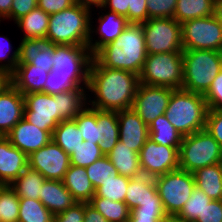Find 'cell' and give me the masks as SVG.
Segmentation results:
<instances>
[{
    "mask_svg": "<svg viewBox=\"0 0 222 222\" xmlns=\"http://www.w3.org/2000/svg\"><path fill=\"white\" fill-rule=\"evenodd\" d=\"M139 81L149 86L181 89L183 84L182 52L147 54Z\"/></svg>",
    "mask_w": 222,
    "mask_h": 222,
    "instance_id": "obj_8",
    "label": "cell"
},
{
    "mask_svg": "<svg viewBox=\"0 0 222 222\" xmlns=\"http://www.w3.org/2000/svg\"><path fill=\"white\" fill-rule=\"evenodd\" d=\"M75 4L74 0H38V7L51 15Z\"/></svg>",
    "mask_w": 222,
    "mask_h": 222,
    "instance_id": "obj_52",
    "label": "cell"
},
{
    "mask_svg": "<svg viewBox=\"0 0 222 222\" xmlns=\"http://www.w3.org/2000/svg\"><path fill=\"white\" fill-rule=\"evenodd\" d=\"M19 197L9 185H0V222H18Z\"/></svg>",
    "mask_w": 222,
    "mask_h": 222,
    "instance_id": "obj_37",
    "label": "cell"
},
{
    "mask_svg": "<svg viewBox=\"0 0 222 222\" xmlns=\"http://www.w3.org/2000/svg\"><path fill=\"white\" fill-rule=\"evenodd\" d=\"M139 160L142 174L155 178L179 169V149L148 138L140 150Z\"/></svg>",
    "mask_w": 222,
    "mask_h": 222,
    "instance_id": "obj_12",
    "label": "cell"
},
{
    "mask_svg": "<svg viewBox=\"0 0 222 222\" xmlns=\"http://www.w3.org/2000/svg\"><path fill=\"white\" fill-rule=\"evenodd\" d=\"M92 11L74 4L50 15L46 37L54 45L88 46Z\"/></svg>",
    "mask_w": 222,
    "mask_h": 222,
    "instance_id": "obj_5",
    "label": "cell"
},
{
    "mask_svg": "<svg viewBox=\"0 0 222 222\" xmlns=\"http://www.w3.org/2000/svg\"><path fill=\"white\" fill-rule=\"evenodd\" d=\"M13 0H0V23L1 20L10 19V12Z\"/></svg>",
    "mask_w": 222,
    "mask_h": 222,
    "instance_id": "obj_55",
    "label": "cell"
},
{
    "mask_svg": "<svg viewBox=\"0 0 222 222\" xmlns=\"http://www.w3.org/2000/svg\"><path fill=\"white\" fill-rule=\"evenodd\" d=\"M196 222H222V200H212L206 204Z\"/></svg>",
    "mask_w": 222,
    "mask_h": 222,
    "instance_id": "obj_50",
    "label": "cell"
},
{
    "mask_svg": "<svg viewBox=\"0 0 222 222\" xmlns=\"http://www.w3.org/2000/svg\"><path fill=\"white\" fill-rule=\"evenodd\" d=\"M182 89L204 95L222 70V52L183 50Z\"/></svg>",
    "mask_w": 222,
    "mask_h": 222,
    "instance_id": "obj_6",
    "label": "cell"
},
{
    "mask_svg": "<svg viewBox=\"0 0 222 222\" xmlns=\"http://www.w3.org/2000/svg\"><path fill=\"white\" fill-rule=\"evenodd\" d=\"M208 113L205 97L185 89H174L164 113L184 137L205 129Z\"/></svg>",
    "mask_w": 222,
    "mask_h": 222,
    "instance_id": "obj_4",
    "label": "cell"
},
{
    "mask_svg": "<svg viewBox=\"0 0 222 222\" xmlns=\"http://www.w3.org/2000/svg\"><path fill=\"white\" fill-rule=\"evenodd\" d=\"M203 96L207 102L208 110L222 109V70L213 79L210 88Z\"/></svg>",
    "mask_w": 222,
    "mask_h": 222,
    "instance_id": "obj_46",
    "label": "cell"
},
{
    "mask_svg": "<svg viewBox=\"0 0 222 222\" xmlns=\"http://www.w3.org/2000/svg\"><path fill=\"white\" fill-rule=\"evenodd\" d=\"M148 19L174 18L177 0H146Z\"/></svg>",
    "mask_w": 222,
    "mask_h": 222,
    "instance_id": "obj_43",
    "label": "cell"
},
{
    "mask_svg": "<svg viewBox=\"0 0 222 222\" xmlns=\"http://www.w3.org/2000/svg\"><path fill=\"white\" fill-rule=\"evenodd\" d=\"M62 182L77 202L88 203L95 195V188L87 176L85 167L70 165Z\"/></svg>",
    "mask_w": 222,
    "mask_h": 222,
    "instance_id": "obj_25",
    "label": "cell"
},
{
    "mask_svg": "<svg viewBox=\"0 0 222 222\" xmlns=\"http://www.w3.org/2000/svg\"><path fill=\"white\" fill-rule=\"evenodd\" d=\"M212 201L202 190L195 187L189 200L184 204L183 208L177 216L183 222H196L197 218L202 214L206 204Z\"/></svg>",
    "mask_w": 222,
    "mask_h": 222,
    "instance_id": "obj_39",
    "label": "cell"
},
{
    "mask_svg": "<svg viewBox=\"0 0 222 222\" xmlns=\"http://www.w3.org/2000/svg\"><path fill=\"white\" fill-rule=\"evenodd\" d=\"M87 90H69L55 95L59 106V123L73 119L88 106Z\"/></svg>",
    "mask_w": 222,
    "mask_h": 222,
    "instance_id": "obj_29",
    "label": "cell"
},
{
    "mask_svg": "<svg viewBox=\"0 0 222 222\" xmlns=\"http://www.w3.org/2000/svg\"><path fill=\"white\" fill-rule=\"evenodd\" d=\"M23 116V94L11 84L0 93V136H6Z\"/></svg>",
    "mask_w": 222,
    "mask_h": 222,
    "instance_id": "obj_21",
    "label": "cell"
},
{
    "mask_svg": "<svg viewBox=\"0 0 222 222\" xmlns=\"http://www.w3.org/2000/svg\"><path fill=\"white\" fill-rule=\"evenodd\" d=\"M214 15L222 24V0H214Z\"/></svg>",
    "mask_w": 222,
    "mask_h": 222,
    "instance_id": "obj_59",
    "label": "cell"
},
{
    "mask_svg": "<svg viewBox=\"0 0 222 222\" xmlns=\"http://www.w3.org/2000/svg\"><path fill=\"white\" fill-rule=\"evenodd\" d=\"M10 143L28 156L52 140V135L22 118L5 136Z\"/></svg>",
    "mask_w": 222,
    "mask_h": 222,
    "instance_id": "obj_17",
    "label": "cell"
},
{
    "mask_svg": "<svg viewBox=\"0 0 222 222\" xmlns=\"http://www.w3.org/2000/svg\"><path fill=\"white\" fill-rule=\"evenodd\" d=\"M54 214L40 200L19 198L18 222H53Z\"/></svg>",
    "mask_w": 222,
    "mask_h": 222,
    "instance_id": "obj_36",
    "label": "cell"
},
{
    "mask_svg": "<svg viewBox=\"0 0 222 222\" xmlns=\"http://www.w3.org/2000/svg\"><path fill=\"white\" fill-rule=\"evenodd\" d=\"M46 179L37 170L29 166L9 186L19 198L40 199L41 186Z\"/></svg>",
    "mask_w": 222,
    "mask_h": 222,
    "instance_id": "obj_31",
    "label": "cell"
},
{
    "mask_svg": "<svg viewBox=\"0 0 222 222\" xmlns=\"http://www.w3.org/2000/svg\"><path fill=\"white\" fill-rule=\"evenodd\" d=\"M142 26L147 54L183 51L181 24L174 18L148 19Z\"/></svg>",
    "mask_w": 222,
    "mask_h": 222,
    "instance_id": "obj_11",
    "label": "cell"
},
{
    "mask_svg": "<svg viewBox=\"0 0 222 222\" xmlns=\"http://www.w3.org/2000/svg\"><path fill=\"white\" fill-rule=\"evenodd\" d=\"M99 147L107 155L119 141V124L116 111L97 109Z\"/></svg>",
    "mask_w": 222,
    "mask_h": 222,
    "instance_id": "obj_26",
    "label": "cell"
},
{
    "mask_svg": "<svg viewBox=\"0 0 222 222\" xmlns=\"http://www.w3.org/2000/svg\"><path fill=\"white\" fill-rule=\"evenodd\" d=\"M130 178L118 175L95 189V195L112 201L124 202Z\"/></svg>",
    "mask_w": 222,
    "mask_h": 222,
    "instance_id": "obj_41",
    "label": "cell"
},
{
    "mask_svg": "<svg viewBox=\"0 0 222 222\" xmlns=\"http://www.w3.org/2000/svg\"><path fill=\"white\" fill-rule=\"evenodd\" d=\"M193 174L198 189L212 200H222V163L199 168Z\"/></svg>",
    "mask_w": 222,
    "mask_h": 222,
    "instance_id": "obj_27",
    "label": "cell"
},
{
    "mask_svg": "<svg viewBox=\"0 0 222 222\" xmlns=\"http://www.w3.org/2000/svg\"><path fill=\"white\" fill-rule=\"evenodd\" d=\"M156 216H130L126 222H158Z\"/></svg>",
    "mask_w": 222,
    "mask_h": 222,
    "instance_id": "obj_58",
    "label": "cell"
},
{
    "mask_svg": "<svg viewBox=\"0 0 222 222\" xmlns=\"http://www.w3.org/2000/svg\"><path fill=\"white\" fill-rule=\"evenodd\" d=\"M84 222H108L107 219L89 203L84 202Z\"/></svg>",
    "mask_w": 222,
    "mask_h": 222,
    "instance_id": "obj_54",
    "label": "cell"
},
{
    "mask_svg": "<svg viewBox=\"0 0 222 222\" xmlns=\"http://www.w3.org/2000/svg\"><path fill=\"white\" fill-rule=\"evenodd\" d=\"M181 32L183 50L222 52V24L214 14L183 22Z\"/></svg>",
    "mask_w": 222,
    "mask_h": 222,
    "instance_id": "obj_10",
    "label": "cell"
},
{
    "mask_svg": "<svg viewBox=\"0 0 222 222\" xmlns=\"http://www.w3.org/2000/svg\"><path fill=\"white\" fill-rule=\"evenodd\" d=\"M50 71L29 64H17L11 74L12 85L23 95L42 92Z\"/></svg>",
    "mask_w": 222,
    "mask_h": 222,
    "instance_id": "obj_22",
    "label": "cell"
},
{
    "mask_svg": "<svg viewBox=\"0 0 222 222\" xmlns=\"http://www.w3.org/2000/svg\"><path fill=\"white\" fill-rule=\"evenodd\" d=\"M86 172L95 189L101 186L102 183L119 175L107 155H104L91 165L87 166Z\"/></svg>",
    "mask_w": 222,
    "mask_h": 222,
    "instance_id": "obj_38",
    "label": "cell"
},
{
    "mask_svg": "<svg viewBox=\"0 0 222 222\" xmlns=\"http://www.w3.org/2000/svg\"><path fill=\"white\" fill-rule=\"evenodd\" d=\"M139 84V75L126 70L103 67L93 57L87 88L88 95H93L88 98V106L116 112L132 108Z\"/></svg>",
    "mask_w": 222,
    "mask_h": 222,
    "instance_id": "obj_1",
    "label": "cell"
},
{
    "mask_svg": "<svg viewBox=\"0 0 222 222\" xmlns=\"http://www.w3.org/2000/svg\"><path fill=\"white\" fill-rule=\"evenodd\" d=\"M88 203L100 212L108 222H126L131 214V210L125 202L93 196Z\"/></svg>",
    "mask_w": 222,
    "mask_h": 222,
    "instance_id": "obj_35",
    "label": "cell"
},
{
    "mask_svg": "<svg viewBox=\"0 0 222 222\" xmlns=\"http://www.w3.org/2000/svg\"><path fill=\"white\" fill-rule=\"evenodd\" d=\"M52 140L68 155L84 141L74 119L61 121L53 131Z\"/></svg>",
    "mask_w": 222,
    "mask_h": 222,
    "instance_id": "obj_34",
    "label": "cell"
},
{
    "mask_svg": "<svg viewBox=\"0 0 222 222\" xmlns=\"http://www.w3.org/2000/svg\"><path fill=\"white\" fill-rule=\"evenodd\" d=\"M154 182L167 215H177L196 187L194 174L181 169L155 177Z\"/></svg>",
    "mask_w": 222,
    "mask_h": 222,
    "instance_id": "obj_9",
    "label": "cell"
},
{
    "mask_svg": "<svg viewBox=\"0 0 222 222\" xmlns=\"http://www.w3.org/2000/svg\"><path fill=\"white\" fill-rule=\"evenodd\" d=\"M76 4L88 8L92 11V9L97 7L99 9L100 7H103L105 0H74ZM93 6V7H92Z\"/></svg>",
    "mask_w": 222,
    "mask_h": 222,
    "instance_id": "obj_57",
    "label": "cell"
},
{
    "mask_svg": "<svg viewBox=\"0 0 222 222\" xmlns=\"http://www.w3.org/2000/svg\"><path fill=\"white\" fill-rule=\"evenodd\" d=\"M205 129L222 147V109L208 110Z\"/></svg>",
    "mask_w": 222,
    "mask_h": 222,
    "instance_id": "obj_47",
    "label": "cell"
},
{
    "mask_svg": "<svg viewBox=\"0 0 222 222\" xmlns=\"http://www.w3.org/2000/svg\"><path fill=\"white\" fill-rule=\"evenodd\" d=\"M28 166L46 180L62 181L70 166L69 155L53 140L28 156Z\"/></svg>",
    "mask_w": 222,
    "mask_h": 222,
    "instance_id": "obj_14",
    "label": "cell"
},
{
    "mask_svg": "<svg viewBox=\"0 0 222 222\" xmlns=\"http://www.w3.org/2000/svg\"><path fill=\"white\" fill-rule=\"evenodd\" d=\"M117 117L119 124V140L139 154L141 148L149 138L148 126L133 108L118 111Z\"/></svg>",
    "mask_w": 222,
    "mask_h": 222,
    "instance_id": "obj_18",
    "label": "cell"
},
{
    "mask_svg": "<svg viewBox=\"0 0 222 222\" xmlns=\"http://www.w3.org/2000/svg\"><path fill=\"white\" fill-rule=\"evenodd\" d=\"M53 59L43 93L56 95L69 90H88L93 59L88 46L54 45Z\"/></svg>",
    "mask_w": 222,
    "mask_h": 222,
    "instance_id": "obj_2",
    "label": "cell"
},
{
    "mask_svg": "<svg viewBox=\"0 0 222 222\" xmlns=\"http://www.w3.org/2000/svg\"><path fill=\"white\" fill-rule=\"evenodd\" d=\"M148 20L146 0H128V22L142 24Z\"/></svg>",
    "mask_w": 222,
    "mask_h": 222,
    "instance_id": "obj_48",
    "label": "cell"
},
{
    "mask_svg": "<svg viewBox=\"0 0 222 222\" xmlns=\"http://www.w3.org/2000/svg\"><path fill=\"white\" fill-rule=\"evenodd\" d=\"M10 42L11 41L7 36H3V34L2 36L0 35V68L5 69L10 74H12L18 64V47L17 49L15 48L14 52L10 54V51H12L13 49L12 44H10Z\"/></svg>",
    "mask_w": 222,
    "mask_h": 222,
    "instance_id": "obj_45",
    "label": "cell"
},
{
    "mask_svg": "<svg viewBox=\"0 0 222 222\" xmlns=\"http://www.w3.org/2000/svg\"><path fill=\"white\" fill-rule=\"evenodd\" d=\"M11 84V74L7 70L0 68V93L8 88Z\"/></svg>",
    "mask_w": 222,
    "mask_h": 222,
    "instance_id": "obj_56",
    "label": "cell"
},
{
    "mask_svg": "<svg viewBox=\"0 0 222 222\" xmlns=\"http://www.w3.org/2000/svg\"><path fill=\"white\" fill-rule=\"evenodd\" d=\"M149 138L157 144L180 148L183 136L168 121L165 115L158 116L148 126Z\"/></svg>",
    "mask_w": 222,
    "mask_h": 222,
    "instance_id": "obj_32",
    "label": "cell"
},
{
    "mask_svg": "<svg viewBox=\"0 0 222 222\" xmlns=\"http://www.w3.org/2000/svg\"><path fill=\"white\" fill-rule=\"evenodd\" d=\"M218 163H222V147L206 129L182 138L179 169L193 173L199 168Z\"/></svg>",
    "mask_w": 222,
    "mask_h": 222,
    "instance_id": "obj_7",
    "label": "cell"
},
{
    "mask_svg": "<svg viewBox=\"0 0 222 222\" xmlns=\"http://www.w3.org/2000/svg\"><path fill=\"white\" fill-rule=\"evenodd\" d=\"M107 157L120 175L129 178L143 175L140 168L139 154L130 147H127L120 140L107 154Z\"/></svg>",
    "mask_w": 222,
    "mask_h": 222,
    "instance_id": "obj_24",
    "label": "cell"
},
{
    "mask_svg": "<svg viewBox=\"0 0 222 222\" xmlns=\"http://www.w3.org/2000/svg\"><path fill=\"white\" fill-rule=\"evenodd\" d=\"M28 167V155L0 136V185H10Z\"/></svg>",
    "mask_w": 222,
    "mask_h": 222,
    "instance_id": "obj_20",
    "label": "cell"
},
{
    "mask_svg": "<svg viewBox=\"0 0 222 222\" xmlns=\"http://www.w3.org/2000/svg\"><path fill=\"white\" fill-rule=\"evenodd\" d=\"M23 97V118L52 135L59 124V106L58 100H55V95L33 92L23 95Z\"/></svg>",
    "mask_w": 222,
    "mask_h": 222,
    "instance_id": "obj_13",
    "label": "cell"
},
{
    "mask_svg": "<svg viewBox=\"0 0 222 222\" xmlns=\"http://www.w3.org/2000/svg\"><path fill=\"white\" fill-rule=\"evenodd\" d=\"M130 216H156L159 220L167 216L160 196H154V200H146L131 210Z\"/></svg>",
    "mask_w": 222,
    "mask_h": 222,
    "instance_id": "obj_44",
    "label": "cell"
},
{
    "mask_svg": "<svg viewBox=\"0 0 222 222\" xmlns=\"http://www.w3.org/2000/svg\"><path fill=\"white\" fill-rule=\"evenodd\" d=\"M54 44L47 38L22 39L18 46V64L51 71L53 67Z\"/></svg>",
    "mask_w": 222,
    "mask_h": 222,
    "instance_id": "obj_19",
    "label": "cell"
},
{
    "mask_svg": "<svg viewBox=\"0 0 222 222\" xmlns=\"http://www.w3.org/2000/svg\"><path fill=\"white\" fill-rule=\"evenodd\" d=\"M103 8L128 20V0H105Z\"/></svg>",
    "mask_w": 222,
    "mask_h": 222,
    "instance_id": "obj_53",
    "label": "cell"
},
{
    "mask_svg": "<svg viewBox=\"0 0 222 222\" xmlns=\"http://www.w3.org/2000/svg\"><path fill=\"white\" fill-rule=\"evenodd\" d=\"M78 129L80 130L84 141L99 144L97 109L87 106L75 118Z\"/></svg>",
    "mask_w": 222,
    "mask_h": 222,
    "instance_id": "obj_40",
    "label": "cell"
},
{
    "mask_svg": "<svg viewBox=\"0 0 222 222\" xmlns=\"http://www.w3.org/2000/svg\"><path fill=\"white\" fill-rule=\"evenodd\" d=\"M103 156L104 154L101 152L99 144H94L89 141H83L69 155L70 165L86 168Z\"/></svg>",
    "mask_w": 222,
    "mask_h": 222,
    "instance_id": "obj_42",
    "label": "cell"
},
{
    "mask_svg": "<svg viewBox=\"0 0 222 222\" xmlns=\"http://www.w3.org/2000/svg\"><path fill=\"white\" fill-rule=\"evenodd\" d=\"M214 14V0H177L174 19L182 24L191 19Z\"/></svg>",
    "mask_w": 222,
    "mask_h": 222,
    "instance_id": "obj_33",
    "label": "cell"
},
{
    "mask_svg": "<svg viewBox=\"0 0 222 222\" xmlns=\"http://www.w3.org/2000/svg\"><path fill=\"white\" fill-rule=\"evenodd\" d=\"M158 222H183L177 215H167Z\"/></svg>",
    "mask_w": 222,
    "mask_h": 222,
    "instance_id": "obj_60",
    "label": "cell"
},
{
    "mask_svg": "<svg viewBox=\"0 0 222 222\" xmlns=\"http://www.w3.org/2000/svg\"><path fill=\"white\" fill-rule=\"evenodd\" d=\"M38 6V0H13L10 12V21L14 23Z\"/></svg>",
    "mask_w": 222,
    "mask_h": 222,
    "instance_id": "obj_51",
    "label": "cell"
},
{
    "mask_svg": "<svg viewBox=\"0 0 222 222\" xmlns=\"http://www.w3.org/2000/svg\"><path fill=\"white\" fill-rule=\"evenodd\" d=\"M93 57L103 67L140 75L147 57L142 24L129 23L117 39L101 47Z\"/></svg>",
    "mask_w": 222,
    "mask_h": 222,
    "instance_id": "obj_3",
    "label": "cell"
},
{
    "mask_svg": "<svg viewBox=\"0 0 222 222\" xmlns=\"http://www.w3.org/2000/svg\"><path fill=\"white\" fill-rule=\"evenodd\" d=\"M154 196H159L154 178L141 175L139 177L130 178L124 202L130 210H133L139 203L146 200H154Z\"/></svg>",
    "mask_w": 222,
    "mask_h": 222,
    "instance_id": "obj_28",
    "label": "cell"
},
{
    "mask_svg": "<svg viewBox=\"0 0 222 222\" xmlns=\"http://www.w3.org/2000/svg\"><path fill=\"white\" fill-rule=\"evenodd\" d=\"M174 89L149 86L140 83L133 102V110L149 126L158 116L165 113Z\"/></svg>",
    "mask_w": 222,
    "mask_h": 222,
    "instance_id": "obj_15",
    "label": "cell"
},
{
    "mask_svg": "<svg viewBox=\"0 0 222 222\" xmlns=\"http://www.w3.org/2000/svg\"><path fill=\"white\" fill-rule=\"evenodd\" d=\"M50 15L44 12L38 6L30 13L24 15L15 22L18 28L22 30L21 39H33L46 37L49 26Z\"/></svg>",
    "mask_w": 222,
    "mask_h": 222,
    "instance_id": "obj_30",
    "label": "cell"
},
{
    "mask_svg": "<svg viewBox=\"0 0 222 222\" xmlns=\"http://www.w3.org/2000/svg\"><path fill=\"white\" fill-rule=\"evenodd\" d=\"M53 222H84V202H76L72 207L54 215Z\"/></svg>",
    "mask_w": 222,
    "mask_h": 222,
    "instance_id": "obj_49",
    "label": "cell"
},
{
    "mask_svg": "<svg viewBox=\"0 0 222 222\" xmlns=\"http://www.w3.org/2000/svg\"><path fill=\"white\" fill-rule=\"evenodd\" d=\"M54 215L72 207L77 201L60 180H45L39 199Z\"/></svg>",
    "mask_w": 222,
    "mask_h": 222,
    "instance_id": "obj_23",
    "label": "cell"
},
{
    "mask_svg": "<svg viewBox=\"0 0 222 222\" xmlns=\"http://www.w3.org/2000/svg\"><path fill=\"white\" fill-rule=\"evenodd\" d=\"M106 13H102V15L97 16L96 22H98V26L93 27L92 23L93 18H90V37L88 41V48L91 53L94 55L101 47L106 45L109 42L117 39L125 28L129 25L127 18L120 16L119 14L111 11H106L103 7H100ZM98 34L99 36L95 37L93 34ZM93 37H95L93 39Z\"/></svg>",
    "mask_w": 222,
    "mask_h": 222,
    "instance_id": "obj_16",
    "label": "cell"
}]
</instances>
